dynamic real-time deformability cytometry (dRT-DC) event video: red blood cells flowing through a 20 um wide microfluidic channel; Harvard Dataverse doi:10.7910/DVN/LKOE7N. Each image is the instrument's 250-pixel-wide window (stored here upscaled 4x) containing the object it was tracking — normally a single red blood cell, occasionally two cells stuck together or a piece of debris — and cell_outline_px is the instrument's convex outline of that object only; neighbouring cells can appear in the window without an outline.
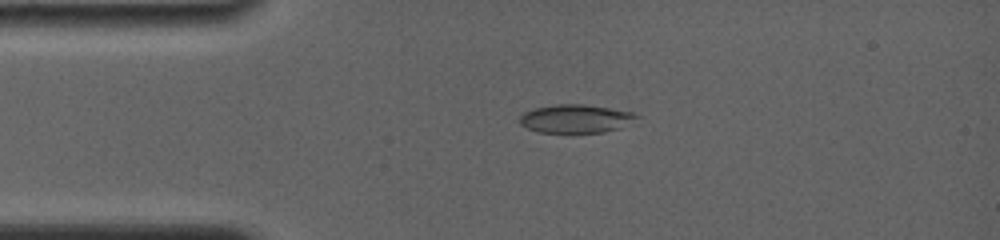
{"species": "common noctule bat (a hibernating species)", "species_latin": "Nyctalus noctula", "temperature_condition": "room temperature", "stored_images_in_passage": 51, "camera_frame_rate_fps": 4000, "um_per_image_px": 0.085, "animal": {"sex": "female", "body_mass_g": 19.0, "forearm_length_mm": 56.7}, "frame": {"image": 1, "passage_image": 2, "time_ms": 0.25, "image_size_px": [1000, 240], "cell_outline_px": [[640, 116], [620, 128], [604, 132], [536, 132], [520, 124], [520, 116], [524, 112], [536, 108], [556, 104], [584, 104], [632, 112]], "centroid_in_image_um": [48.92, 10.09], "position_along_channel_um": 36.1, "area_um2": 19.07}}
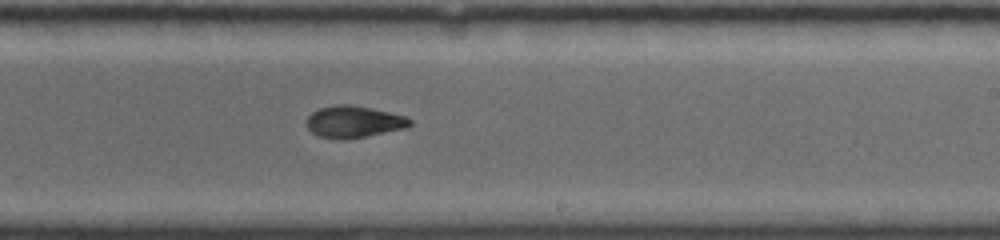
{"frame": {"image": 2, "passage_image": 27, "time_ms": 6.75, "image_size_px": [1000, 240], "cell_outline_px": [[412, 124], [404, 128], [364, 136], [320, 136], [312, 132], [304, 124], [304, 120], [312, 112], [320, 108], [336, 104], [348, 104], [372, 108], [404, 116], [412, 120]], "centroid_in_image_um": [30.04, 10.29], "position_along_channel_um": 259.0, "area_um2": 18.38}}
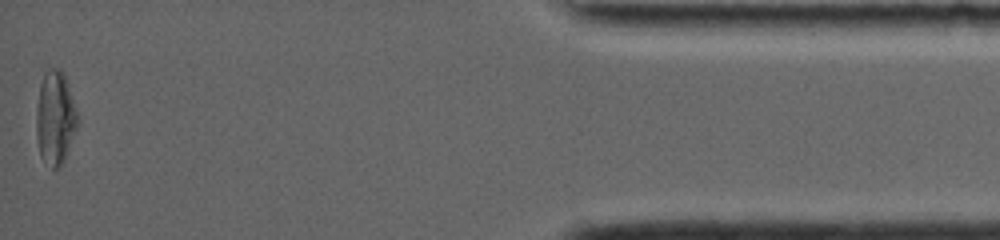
{"frame": {"image": 3, "passage_image": 50, "time_ms": 13.0, "image_size_px": [1000, 240], "cell_outline_px": [[80, 120], [60, 168], [52, 168], [40, 156], [36, 140], [36, 108], [40, 84], [44, 72], [48, 68], [60, 68], [64, 72]], "centroid_in_image_um": [4.69, 9.98], "position_along_channel_um": 430.5, "area_um2": 22.77}, "authors_computed_cell_mechanics": {"area_um2": 19.363, "velocity_mm_per_s": 3.8373, "shape_relaxation_time_tau1_ms": null, "shape_relaxation_time_tau2_ms": 2.5332, "deformation_change_tau1": null, "deformation_change_tau2": 0.0523}}